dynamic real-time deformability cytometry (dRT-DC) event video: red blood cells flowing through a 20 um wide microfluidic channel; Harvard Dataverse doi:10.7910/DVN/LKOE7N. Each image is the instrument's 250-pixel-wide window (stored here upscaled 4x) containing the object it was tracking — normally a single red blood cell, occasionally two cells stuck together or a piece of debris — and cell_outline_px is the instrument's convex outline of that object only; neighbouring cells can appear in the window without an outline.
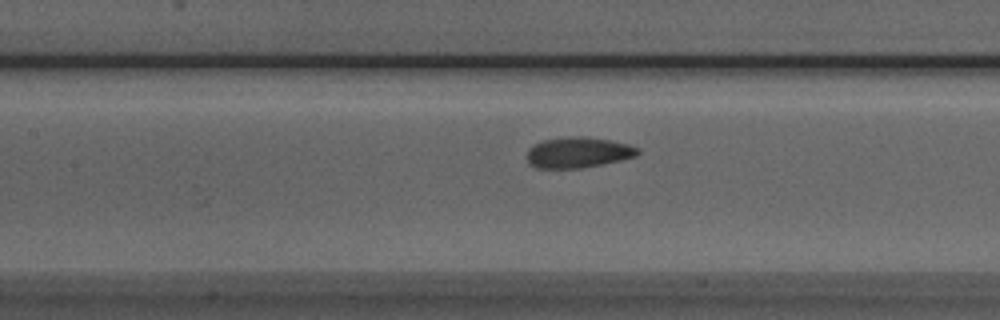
{"species": "Egyptian fruit bat (a non-hibernating species)", "species_latin": "Rousettus aegyptiacus", "temperature_condition": "room temperature", "stored_images_in_passage": 33, "camera_frame_rate_fps": 3000, "um_per_image_px": 0.085, "animal": {"sex": "male"}, "frame": {"image": 1, "passage_image": 12, "time_ms": 3.667, "image_size_px": [1000, 320], "cell_outline_px": [[640, 152], [636, 156], [620, 160], [580, 168], [536, 168], [528, 164], [528, 148], [544, 140], [572, 136], [584, 136], [608, 140], [628, 144], [640, 148]], "centroid_in_image_um": [49.14, 12.96], "position_along_channel_um": 158.3, "area_um2": 19.65}}
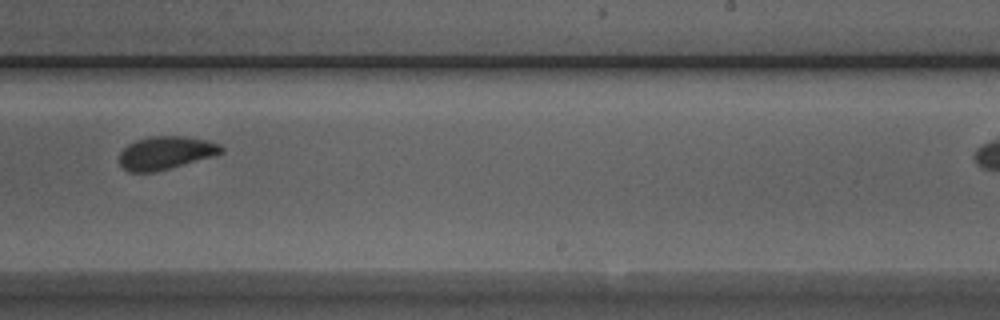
{"frame": {"image": 2, "passage_image": 21, "time_ms": 6.667, "image_size_px": [1000, 320], "cell_outline_px": [[224, 152], [212, 156], [184, 164], [152, 172], [128, 172], [120, 164], [120, 152], [128, 144], [136, 140], [148, 136], [184, 136], [204, 140], [220, 144], [224, 148]], "centroid_in_image_um": [14.07, 12.98], "position_along_channel_um": 274.9, "area_um2": 19.42}}
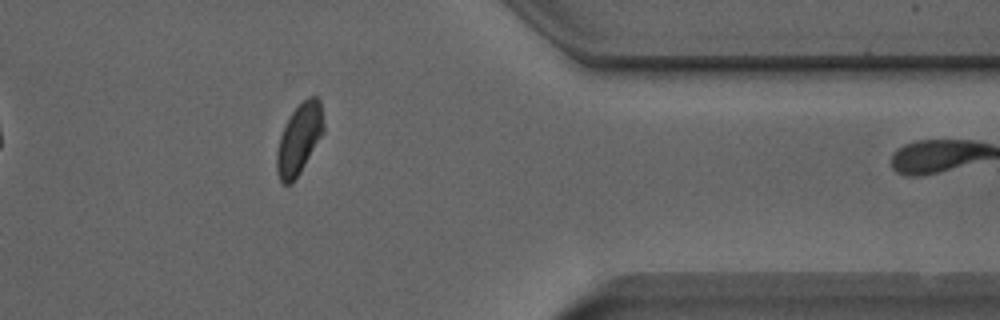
{"frame": {"image": 3, "passage_image": 31, "time_ms": 10.0, "image_size_px": [1000, 320], "cell_outline_px": [[324, 132], [300, 172], [292, 184], [284, 184], [280, 180], [276, 172], [276, 152], [280, 136], [284, 124], [292, 112], [308, 96], [316, 96], [320, 100], [324, 124]], "centroid_in_image_um": [25.42, 11.81], "position_along_channel_um": 386.0, "area_um2": 19.25}}